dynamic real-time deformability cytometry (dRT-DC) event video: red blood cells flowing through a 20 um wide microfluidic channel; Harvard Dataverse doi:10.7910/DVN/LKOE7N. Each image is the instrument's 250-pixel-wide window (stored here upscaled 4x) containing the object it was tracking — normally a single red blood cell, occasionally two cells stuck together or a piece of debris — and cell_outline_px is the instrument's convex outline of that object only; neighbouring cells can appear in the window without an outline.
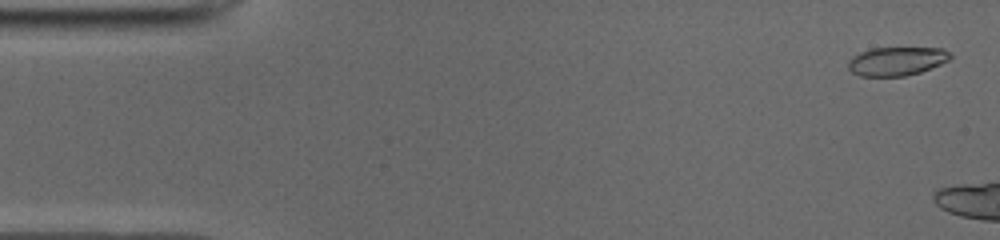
{"species": "common noctule bat (a hibernating species)", "species_latin": "Nyctalus noctula", "temperature_condition": "cold", "stored_images_in_passage": 7, "camera_frame_rate_fps": 3000, "um_per_image_px": 0.085, "animal": {"sex": "male", "body_mass_g": 19.0, "forearm_length_mm": 50.8}, "frame": {"image": 1, "passage_image": 2, "time_ms": 0.333, "image_size_px": [1000, 240], "cell_outline_px": [[952, 56], [948, 60], [940, 64], [920, 72], [904, 76], [860, 76], [852, 72], [848, 68], [848, 60], [852, 56], [860, 52], [872, 48], [944, 48]], "centroid_in_image_um": [76.18, 5.2], "position_along_channel_um": 8.8, "area_um2": 16.99}}